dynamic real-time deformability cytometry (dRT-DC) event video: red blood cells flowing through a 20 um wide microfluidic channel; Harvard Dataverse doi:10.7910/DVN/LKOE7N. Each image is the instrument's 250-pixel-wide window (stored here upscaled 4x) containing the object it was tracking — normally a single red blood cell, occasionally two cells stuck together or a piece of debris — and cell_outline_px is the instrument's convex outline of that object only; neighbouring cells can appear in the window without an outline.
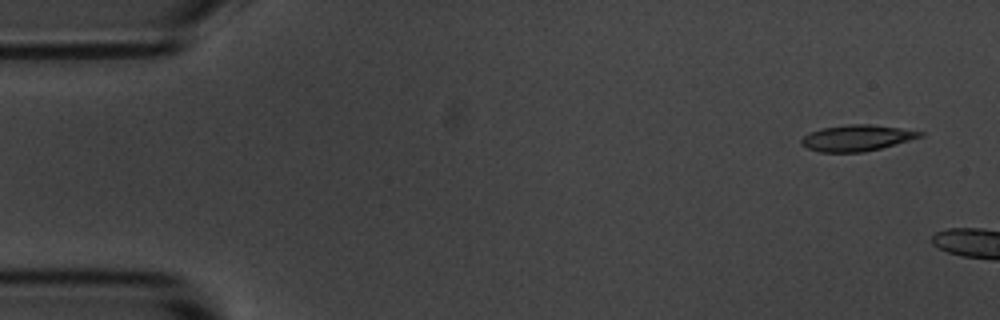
{"species": "common noctule bat (a hibernating species)", "species_latin": "Nyctalus noctula", "temperature_condition": "room temperature", "stored_images_in_passage": 3, "camera_frame_rate_fps": 3000, "um_per_image_px": 0.085, "animal": {"sex": "male", "body_mass_g": 20.1, "forearm_length_mm": 53.5}, "frame": {"image": 1, "passage_image": 1, "time_ms": 0.0, "image_size_px": [1000, 320], "cell_outline_px": [[924, 136], [880, 148], [864, 152], [820, 152], [808, 148], [800, 144], [800, 140], [804, 136], [820, 128], [848, 124], [872, 124], [900, 128], [924, 132]], "centroid_in_image_um": [72.82, 11.72], "position_along_channel_um": 12.2, "area_um2": 17.98}}